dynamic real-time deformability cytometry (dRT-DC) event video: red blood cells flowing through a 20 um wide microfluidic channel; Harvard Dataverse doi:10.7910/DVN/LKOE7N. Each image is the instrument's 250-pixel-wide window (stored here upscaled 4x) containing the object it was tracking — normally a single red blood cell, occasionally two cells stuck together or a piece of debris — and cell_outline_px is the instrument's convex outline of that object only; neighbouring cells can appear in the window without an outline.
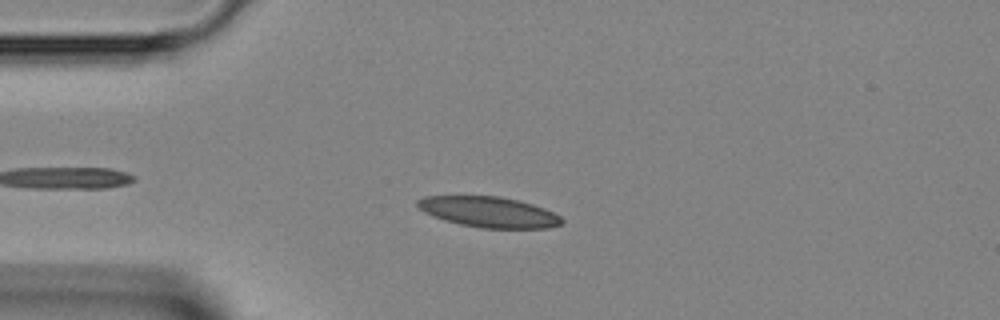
{"species": "Egyptian fruit bat (a non-hibernating species)", "species_latin": "Rousettus aegyptiacus", "temperature_condition": "room temperature", "stored_images_in_passage": 38, "camera_frame_rate_fps": 3000, "um_per_image_px": 0.085, "animal": {"sex": "female"}, "frame": {"image": 1, "passage_image": 7, "time_ms": 2.0, "image_size_px": [1000, 320], "cell_outline_px": [[564, 220], [560, 224], [548, 228], [480, 228], [460, 224], [444, 220], [432, 216], [424, 212], [416, 204], [416, 200], [424, 196], [500, 196], [532, 204], [544, 208], [560, 216]], "centroid_in_image_um": [41.53, 18.02], "position_along_channel_um": 43.5, "area_um2": 25.66}}
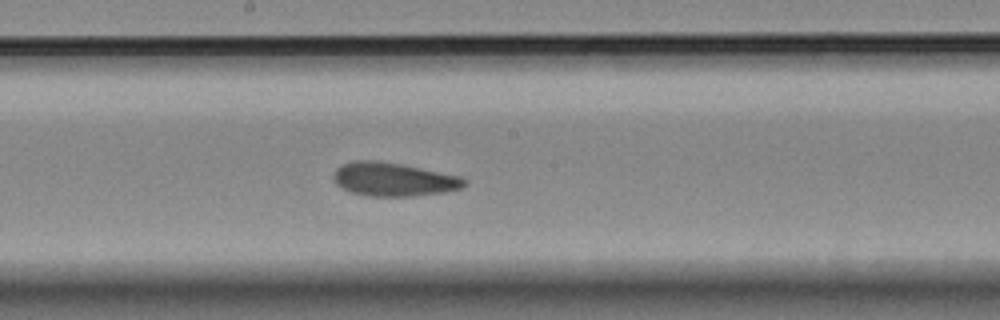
{"frame": {"image": 2, "passage_image": 20, "time_ms": 6.333, "image_size_px": [1000, 320], "cell_outline_px": [[468, 184], [464, 188], [444, 192], [412, 196], [368, 196], [352, 192], [336, 184], [332, 176], [332, 172], [336, 168], [352, 160], [380, 160], [460, 176], [468, 180]], "centroid_in_image_um": [33.46, 15.24], "position_along_channel_um": 214.7, "area_um2": 25.72}}
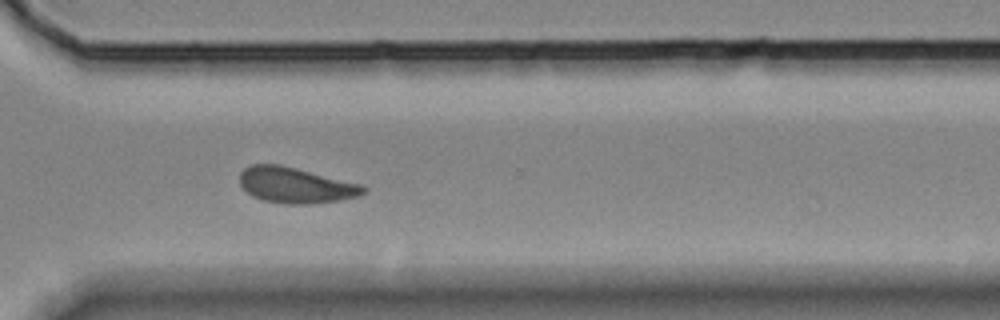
{"frame": {"image": 3, "passage_image": 29, "time_ms": 9.333, "image_size_px": [1000, 320], "cell_outline_px": [[368, 192], [360, 196], [340, 200], [308, 204], [284, 204], [264, 200], [252, 196], [240, 184], [240, 172], [244, 168], [252, 164], [280, 164], [360, 184], [368, 188]], "centroid_in_image_um": [25.14, 15.75], "position_along_channel_um": 345.5, "area_um2": 25.72}}